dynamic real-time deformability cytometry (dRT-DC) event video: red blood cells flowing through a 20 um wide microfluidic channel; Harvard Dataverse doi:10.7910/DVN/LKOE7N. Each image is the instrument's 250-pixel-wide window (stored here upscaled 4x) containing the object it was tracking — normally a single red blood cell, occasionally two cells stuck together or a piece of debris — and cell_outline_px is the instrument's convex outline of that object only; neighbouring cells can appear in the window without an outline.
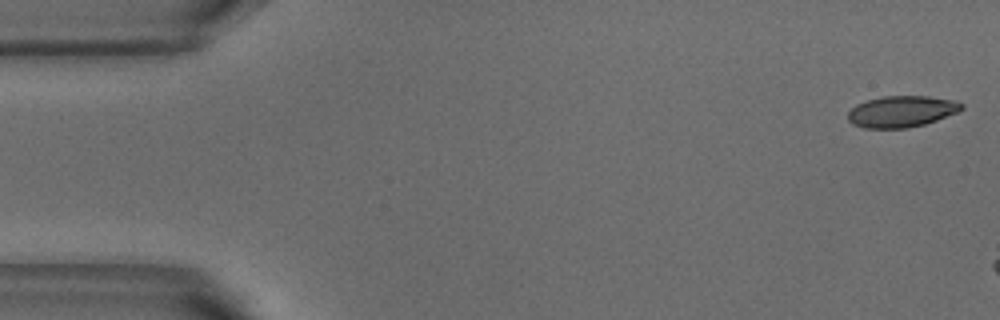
{"species": "common noctule bat (a hibernating species)", "species_latin": "Nyctalus noctula", "temperature_condition": "warm", "stored_images_in_passage": 6, "camera_frame_rate_fps": 3000, "um_per_image_px": 0.085, "animal": {"sex": "male", "body_mass_g": 18.8}, "frame": {"image": 1, "passage_image": 1, "time_ms": 0.0, "image_size_px": [1000, 320], "cell_outline_px": [[964, 108], [960, 112], [924, 124], [908, 128], [864, 128], [852, 124], [848, 120], [848, 112], [856, 104], [880, 96], [928, 96], [956, 100], [964, 104]], "centroid_in_image_um": [76.67, 9.47], "position_along_channel_um": 8.3, "area_um2": 20.98}}